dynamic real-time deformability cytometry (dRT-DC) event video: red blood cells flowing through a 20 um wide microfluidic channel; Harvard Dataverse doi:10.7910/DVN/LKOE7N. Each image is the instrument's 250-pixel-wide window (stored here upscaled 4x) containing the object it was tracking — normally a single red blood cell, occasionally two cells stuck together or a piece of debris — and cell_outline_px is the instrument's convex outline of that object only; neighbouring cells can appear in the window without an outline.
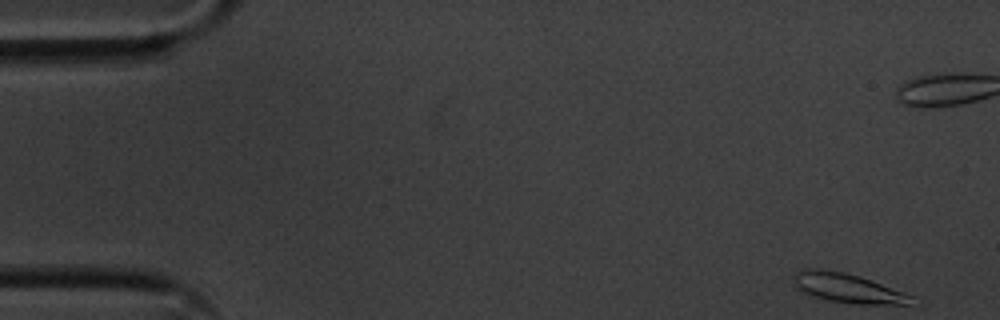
{"species": "common noctule bat (a hibernating species)", "species_latin": "Nyctalus noctula", "temperature_condition": "cold", "stored_images_in_passage": 55, "camera_frame_rate_fps": 3000, "um_per_image_px": 0.085, "animal": {"sex": "male", "body_mass_g": 20.1, "forearm_length_mm": 53.5}, "frame": {"image": 1, "passage_image": 1, "time_ms": 0.0, "image_size_px": [1000, 320], "cell_outline_px": [[912, 296], [908, 304], [852, 304], [828, 300], [808, 296], [792, 288], [792, 276], [800, 268], [816, 268], [844, 272], [860, 276]], "centroid_in_image_um": [71.84, 24.47], "position_along_channel_um": 13.2, "area_um2": 20.4}}
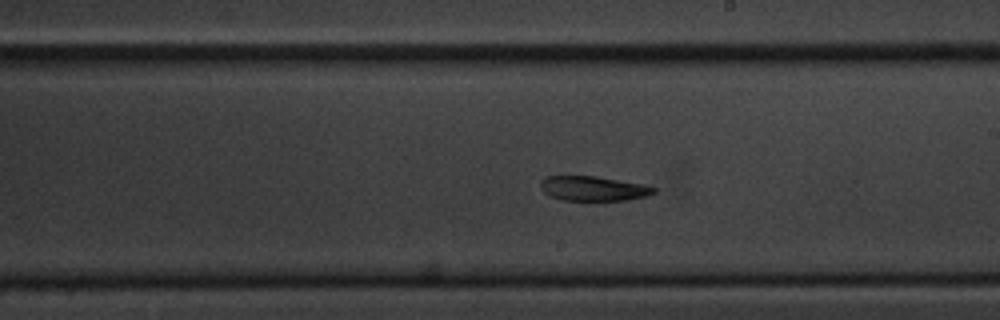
{"frame": {"image": 2, "passage_image": 30, "time_ms": 9.667, "image_size_px": [1000, 320], "cell_outline_px": [[656, 192], [644, 196], [628, 200], [560, 200], [548, 196], [540, 188], [540, 180], [544, 176], [596, 176], [640, 184], [656, 188]], "centroid_in_image_um": [50.34, 16.02], "position_along_channel_um": 238.7, "area_um2": 16.24}}
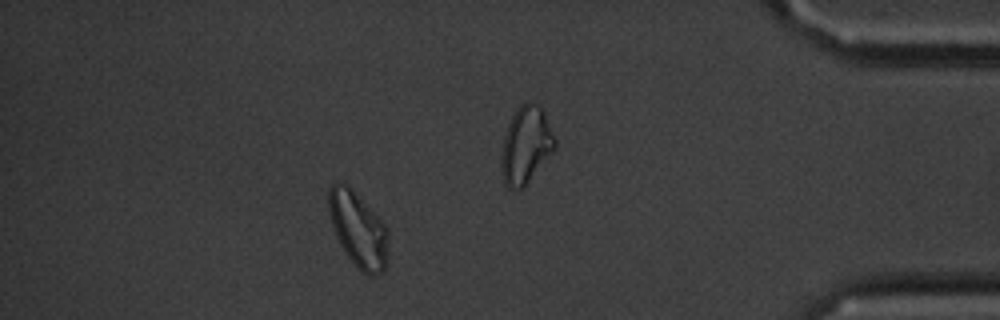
{"frame": {"image": 3, "passage_image": 48, "time_ms": 15.667, "image_size_px": [1000, 320], "cell_outline_px": [[388, 264], [380, 272], [372, 276], [368, 276], [360, 272], [348, 256], [340, 244], [336, 236], [328, 212], [328, 188], [336, 180], [340, 180], [352, 188], [388, 228]], "centroid_in_image_um": [30.44, 19.49], "position_along_channel_um": 404.8, "area_um2": 26.47}, "authors_computed_cell_mechanics": {"area_um2": 18.5538, "velocity_mm_per_s": 3.5493, "shape_relaxation_time_tau1_ms": 7.4198, "shape_relaxation_time_tau2_ms": 7.826, "deformation_change_tau1": 0.1854, "deformation_change_tau2": 0.1699}}